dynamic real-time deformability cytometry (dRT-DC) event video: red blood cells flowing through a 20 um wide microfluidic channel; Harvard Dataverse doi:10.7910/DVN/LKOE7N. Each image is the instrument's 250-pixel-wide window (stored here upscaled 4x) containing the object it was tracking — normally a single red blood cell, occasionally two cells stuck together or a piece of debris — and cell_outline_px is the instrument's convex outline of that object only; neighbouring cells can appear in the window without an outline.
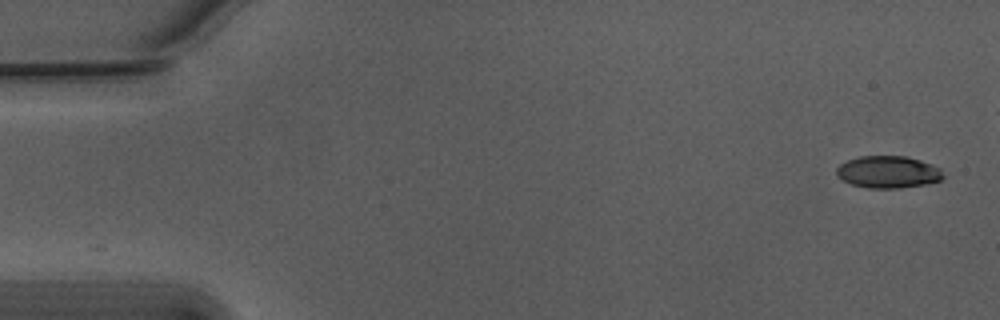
{"species": "Egyptian fruit bat (a non-hibernating species)", "species_latin": "Rousettus aegyptiacus", "temperature_condition": "warm", "stored_images_in_passage": 48, "camera_frame_rate_fps": 3000, "um_per_image_px": 0.085, "animal": {"sex": "male"}, "frame": {"image": 1, "passage_image": 1, "time_ms": 0.0, "image_size_px": [1000, 320], "cell_outline_px": [[944, 176], [940, 180], [924, 184], [900, 188], [868, 188], [852, 184], [836, 176], [836, 168], [840, 164], [848, 160], [860, 156], [904, 156], [920, 160], [932, 164], [940, 168]], "centroid_in_image_um": [75.48, 14.62], "position_along_channel_um": 9.5, "area_um2": 19.88}}
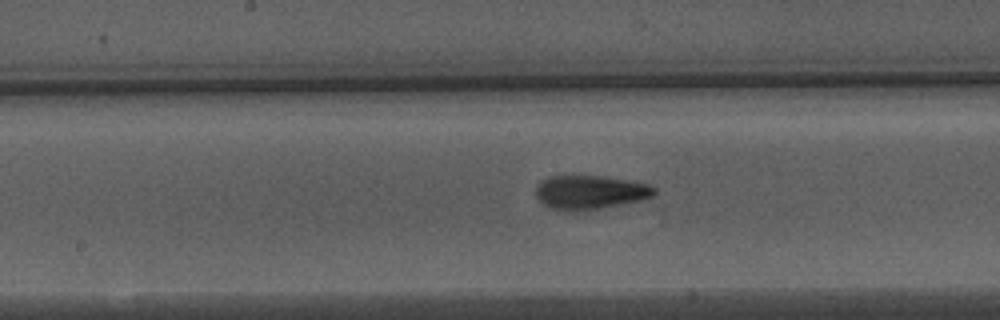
{"frame": {"image": 2, "passage_image": 27, "time_ms": 8.667, "image_size_px": [1000, 320], "cell_outline_px": [[656, 192], [652, 196], [640, 200], [588, 212], [564, 212], [540, 204], [536, 196], [536, 188], [540, 180], [552, 176], [600, 176], [648, 184], [656, 188]], "centroid_in_image_um": [50.1, 16.38], "position_along_channel_um": 198.1, "area_um2": 23.81}}
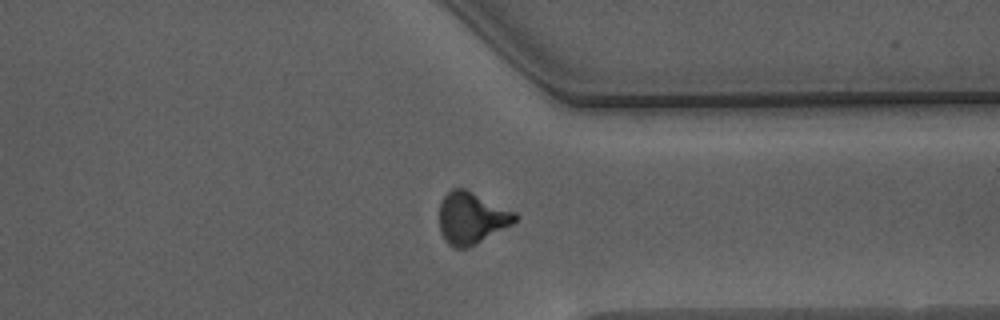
{"frame": {"image": 3, "passage_image": 41, "time_ms": 13.333, "image_size_px": [1000, 320], "cell_outline_px": [[520, 216], [512, 224], [476, 244], [468, 248], [456, 248], [448, 244], [444, 240], [440, 232], [440, 204], [444, 196], [452, 188], [464, 188], [516, 212]], "centroid_in_image_um": [40.08, 18.54], "position_along_channel_um": 371.3, "area_um2": 22.83}, "authors_computed_cell_mechanics": {"area_um2": 22.1374, "velocity_mm_per_s": 3.7699, "shape_relaxation_time_tau1_ms": 4.9199, "shape_relaxation_time_tau2_ms": 2.3456, "deformation_change_tau1": 0.1769, "deformation_change_tau2": 0.1121}}